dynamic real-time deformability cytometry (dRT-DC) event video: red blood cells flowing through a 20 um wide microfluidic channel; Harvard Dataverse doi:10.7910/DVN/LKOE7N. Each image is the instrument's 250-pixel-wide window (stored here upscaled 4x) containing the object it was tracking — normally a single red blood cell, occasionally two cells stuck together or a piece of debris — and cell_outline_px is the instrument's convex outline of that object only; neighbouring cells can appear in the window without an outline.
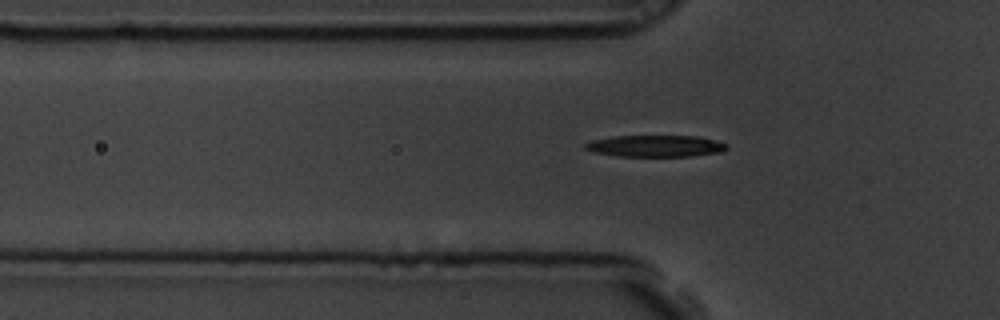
{"species": "common noctule bat (a hibernating species)", "species_latin": "Nyctalus noctula", "temperature_condition": "room temperature", "stored_images_in_passage": 47, "camera_frame_rate_fps": 3000, "um_per_image_px": 0.085, "animal": {"sex": "male", "body_mass_g": 19.5, "forearm_length_mm": 54.6}, "frame": {"image": 1, "passage_image": 14, "time_ms": 4.333, "image_size_px": [1000, 320], "cell_outline_px": [[728, 148], [724, 152], [692, 156], [616, 156], [596, 152], [584, 148], [584, 144], [592, 140], [616, 136], [696, 136], [728, 144]], "centroid_in_image_um": [55.75, 12.41], "position_along_channel_um": 70.1, "area_um2": 17.74}}
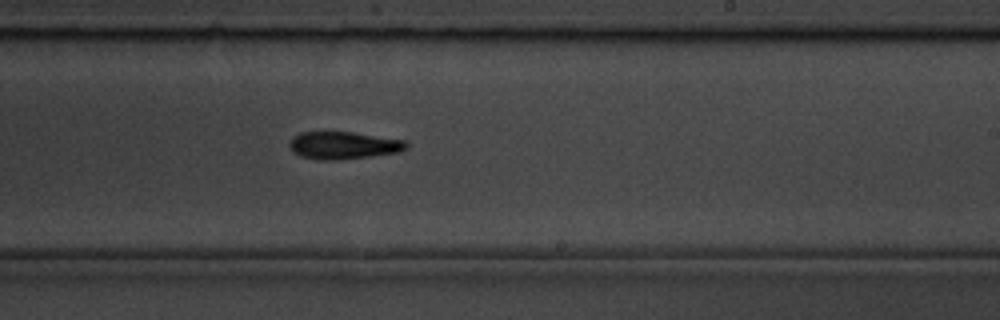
{"frame": {"image": 2, "passage_image": 30, "time_ms": 9.667, "image_size_px": [1000, 320], "cell_outline_px": [[408, 144], [400, 152], [336, 160], [320, 160], [300, 156], [292, 152], [288, 144], [292, 136], [300, 132], [352, 132], [404, 140]], "centroid_in_image_um": [29.12, 12.35], "position_along_channel_um": 259.9, "area_um2": 18.61}}
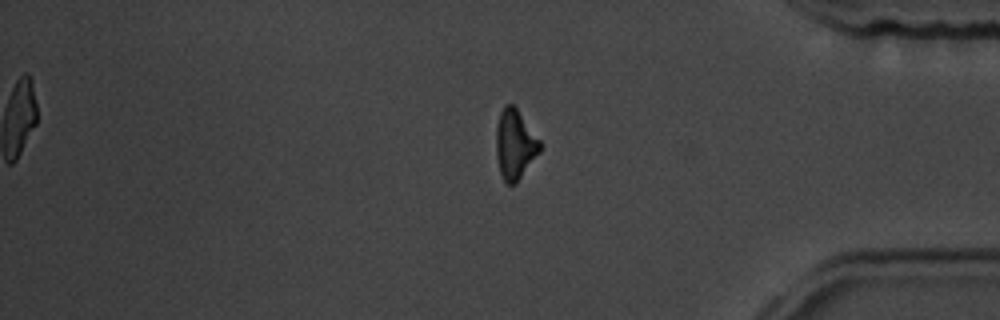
{"frame": {"image": 3, "passage_image": 43, "time_ms": 14.0, "image_size_px": [1000, 320], "cell_outline_px": [[540, 152], [516, 184], [508, 184], [504, 180], [500, 172], [496, 156], [496, 124], [500, 112], [504, 104], [512, 104], [516, 108], [540, 140]], "centroid_in_image_um": [43.75, 12.28], "position_along_channel_um": 391.4, "area_um2": 17.74}}